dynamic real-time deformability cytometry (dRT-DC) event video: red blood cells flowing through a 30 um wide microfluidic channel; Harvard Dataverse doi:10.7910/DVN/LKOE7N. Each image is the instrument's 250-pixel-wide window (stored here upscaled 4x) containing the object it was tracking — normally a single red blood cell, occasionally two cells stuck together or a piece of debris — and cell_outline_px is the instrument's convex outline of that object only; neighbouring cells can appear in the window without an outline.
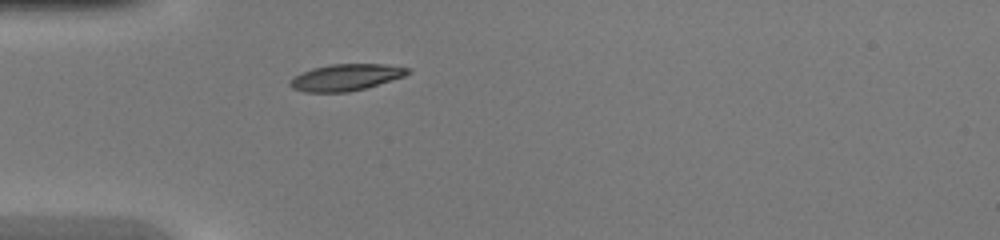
{"species": "common noctule bat (a hibernating species)", "species_latin": "Nyctalus noctula", "temperature_condition": "warm", "stored_images_in_passage": 33, "camera_frame_rate_fps": 3000, "um_per_image_px": 0.085, "animal": {"sex": "female", "body_mass_g": 20.0, "forearm_length_mm": 54.0}, "frame": {"image": 1, "passage_image": 1, "time_ms": 0.0, "image_size_px": [1000, 240], "cell_outline_px": [[412, 72], [404, 76], [364, 88], [348, 92], [304, 92], [292, 88], [288, 84], [288, 80], [312, 68], [332, 64], [384, 64], [412, 68]], "centroid_in_image_um": [29.4, 6.57], "position_along_channel_um": 55.6, "area_um2": 18.15}}
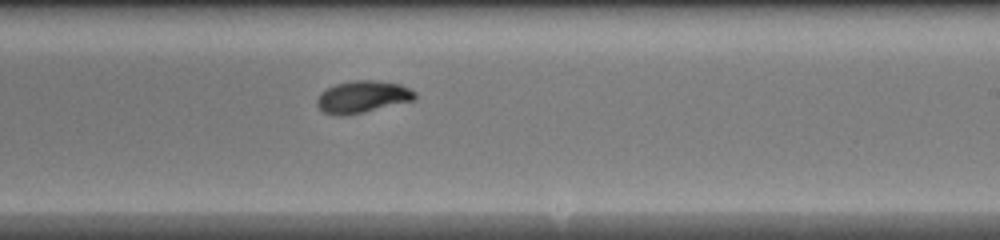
{"frame": {"image": 2, "passage_image": 15, "time_ms": 4.667, "image_size_px": [1000, 240], "cell_outline_px": [[416, 100], [344, 116], [340, 116], [324, 112], [316, 104], [316, 100], [320, 92], [336, 84], [352, 80], [376, 80], [400, 84], [416, 92]], "centroid_in_image_um": [30.82, 8.22], "position_along_channel_um": 258.2, "area_um2": 18.26}}
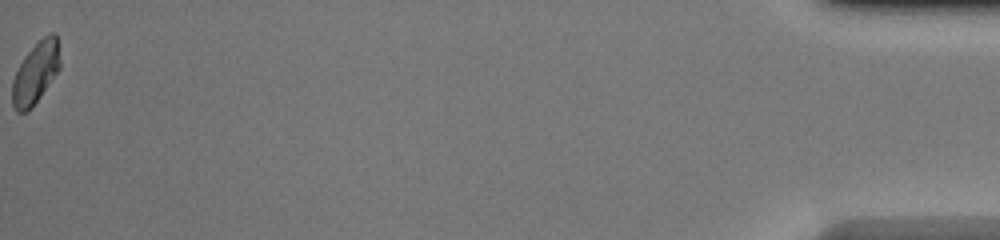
{"frame": {"image": 3, "passage_image": 33, "time_ms": 10.667, "image_size_px": [1000, 240], "cell_outline_px": [[60, 68], [40, 96], [24, 112], [16, 112], [12, 104], [12, 80], [24, 56], [48, 32], [56, 32], [60, 60]], "centroid_in_image_um": [3.03, 6.15], "position_along_channel_um": 432.2, "area_um2": 16.76}}